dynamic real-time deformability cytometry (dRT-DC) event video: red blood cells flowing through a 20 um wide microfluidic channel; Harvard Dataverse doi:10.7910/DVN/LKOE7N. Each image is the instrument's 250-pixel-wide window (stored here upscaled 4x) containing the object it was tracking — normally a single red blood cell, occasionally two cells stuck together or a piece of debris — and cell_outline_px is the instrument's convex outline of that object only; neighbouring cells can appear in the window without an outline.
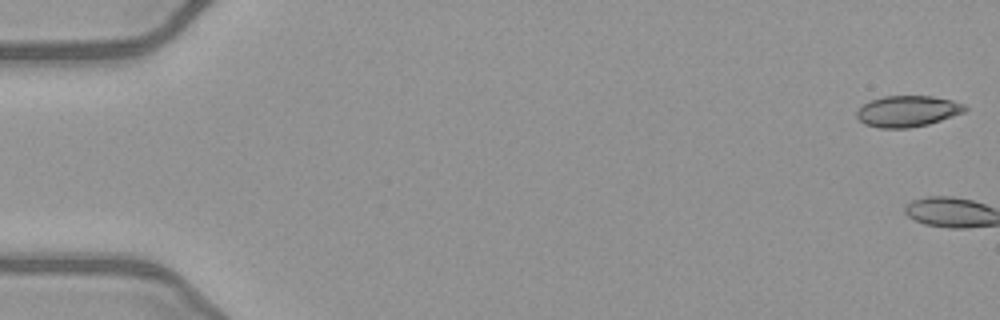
{"species": "common noctule bat (a hibernating species)", "species_latin": "Nyctalus noctula", "temperature_condition": "warm", "stored_images_in_passage": 2, "camera_frame_rate_fps": 3000, "um_per_image_px": 0.085, "animal": {"sex": "female", "body_mass_g": 21.9}, "frame": {"image": 1, "passage_image": 1, "time_ms": 0.0, "image_size_px": [1000, 320], "cell_outline_px": [[968, 108], [964, 112], [928, 124], [908, 128], [876, 128], [864, 124], [856, 116], [856, 112], [864, 104], [872, 100], [884, 96], [932, 96], [952, 100], [964, 104]], "centroid_in_image_um": [77.14, 9.45], "position_along_channel_um": 7.9, "area_um2": 19.54}}